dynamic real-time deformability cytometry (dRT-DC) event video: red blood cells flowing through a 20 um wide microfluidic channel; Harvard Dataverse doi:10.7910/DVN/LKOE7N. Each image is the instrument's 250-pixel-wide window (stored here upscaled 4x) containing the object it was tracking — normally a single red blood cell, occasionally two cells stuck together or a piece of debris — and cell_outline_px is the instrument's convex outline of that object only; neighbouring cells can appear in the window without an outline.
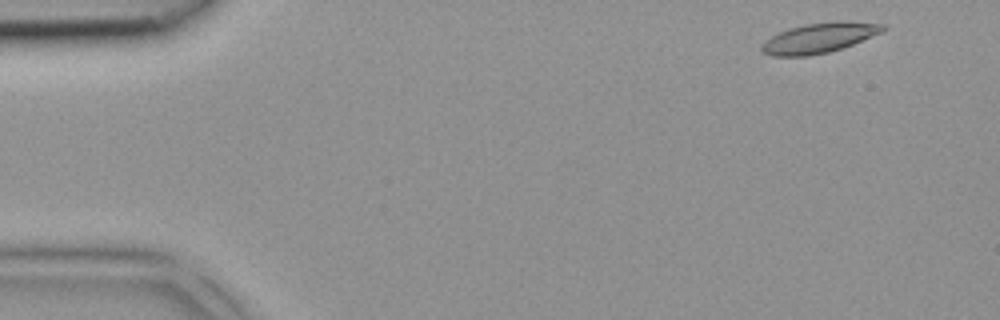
{"species": "common noctule bat (a hibernating species)", "species_latin": "Nyctalus noctula", "temperature_condition": "room temperature", "stored_images_in_passage": 4, "camera_frame_rate_fps": 3000, "um_per_image_px": 0.085, "animal": {"sex": "female", "body_mass_g": 18.4}, "frame": {"image": 1, "passage_image": 1, "time_ms": 0.0, "image_size_px": [1000, 320], "cell_outline_px": [[888, 28], [880, 32], [852, 44], [828, 52], [808, 56], [772, 56], [764, 52], [760, 48], [772, 36], [780, 32], [804, 24], [844, 20], [848, 20], [884, 24]], "centroid_in_image_um": [69.67, 3.21], "position_along_channel_um": 15.3, "area_um2": 20.81}}
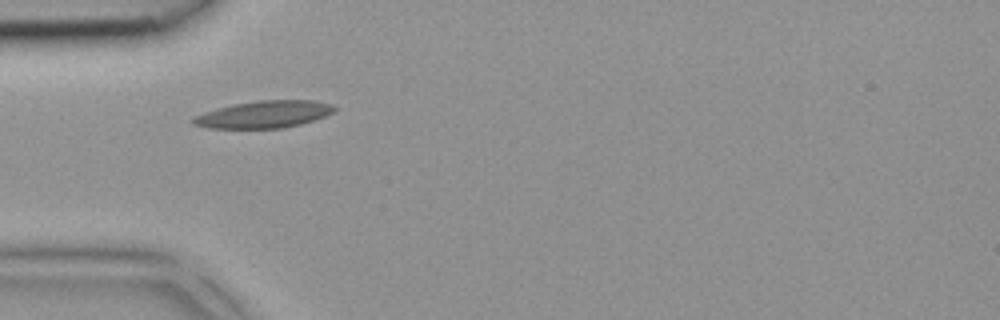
{"frame": {"image": 2, "passage_image": 4, "time_ms": 1.0, "image_size_px": [1000, 320], "cell_outline_px": [[336, 108], [332, 112], [324, 116], [300, 124], [280, 128], [208, 128], [192, 124], [192, 120], [196, 116], [204, 112], [216, 108], [232, 104], [260, 100], [312, 100], [332, 104]], "centroid_in_image_um": [22.41, 9.71], "position_along_channel_um": 62.6, "area_um2": 22.14}}